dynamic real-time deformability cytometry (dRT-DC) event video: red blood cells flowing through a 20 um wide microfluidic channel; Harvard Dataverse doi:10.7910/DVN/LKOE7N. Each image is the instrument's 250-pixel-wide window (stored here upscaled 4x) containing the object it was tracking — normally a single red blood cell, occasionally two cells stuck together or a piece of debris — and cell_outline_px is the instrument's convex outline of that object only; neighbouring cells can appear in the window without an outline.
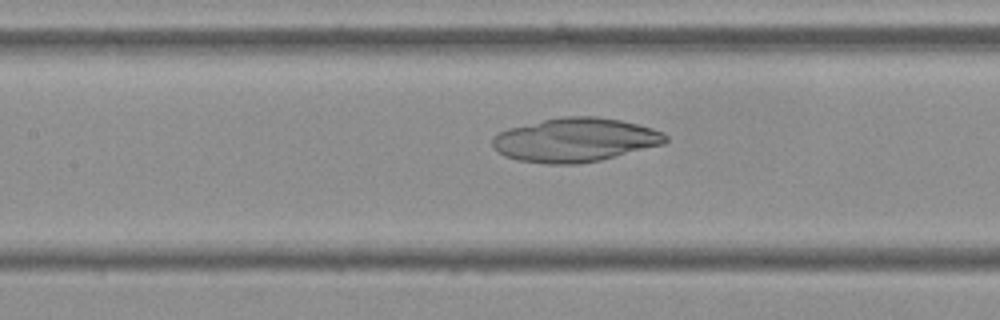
{"species": "Egyptian fruit bat (a non-hibernating species)", "species_latin": "Rousettus aegyptiacus", "temperature_condition": "cold", "stored_images_in_passage": 53, "camera_frame_rate_fps": 3000, "um_per_image_px": 0.085, "frame": {"image": 1, "passage_image": 23, "time_ms": 7.333, "image_size_px": [1000, 320], "cell_outline_px": [[668, 140], [664, 144], [600, 160], [580, 164], [544, 164], [516, 160], [504, 156], [492, 144], [492, 136], [508, 128], [560, 116], [596, 116], [620, 120], [640, 124], [652, 128], [668, 136]], "centroid_in_image_um": [48.88, 11.89], "position_along_channel_um": 158.5, "area_um2": 44.39}}
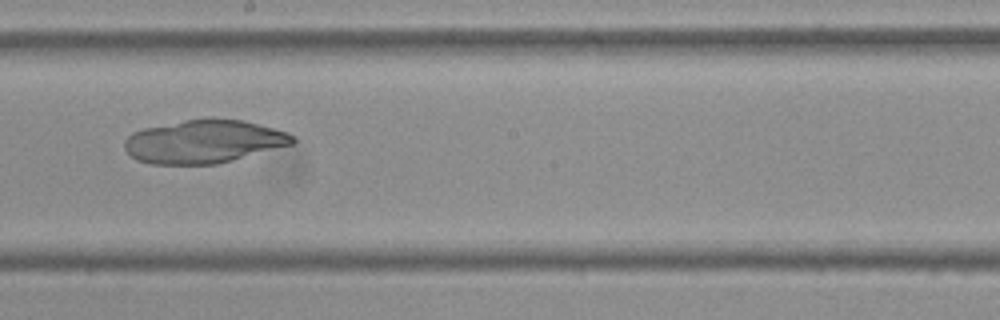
{"frame": {"image": 2, "passage_image": 29, "time_ms": 9.333, "image_size_px": [1000, 320], "cell_outline_px": [[296, 140], [292, 144], [232, 160], [216, 164], [148, 164], [136, 160], [124, 148], [124, 140], [132, 132], [144, 128], [184, 120], [244, 120], [260, 124], [284, 132], [292, 136]], "centroid_in_image_um": [17.27, 12.05], "position_along_channel_um": 230.9, "area_um2": 41.67}}
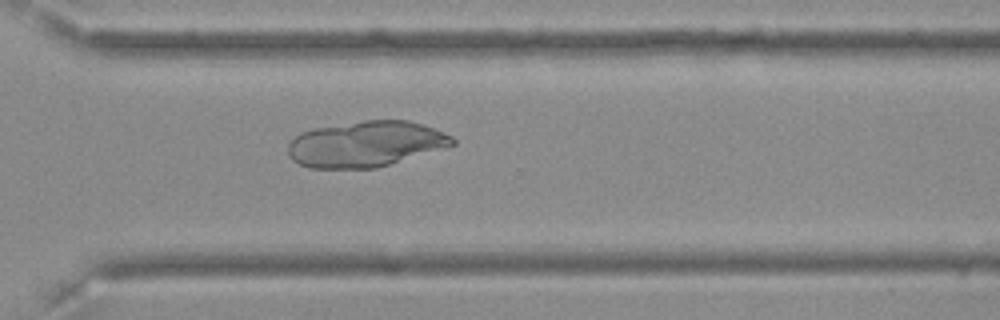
{"frame": {"image": 3, "passage_image": 38, "time_ms": 12.333, "image_size_px": [1000, 320], "cell_outline_px": [[456, 144], [376, 168], [308, 168], [292, 160], [288, 156], [288, 144], [300, 132], [316, 128], [364, 120], [408, 120], [444, 132], [452, 136], [456, 140]], "centroid_in_image_um": [31.07, 12.24], "position_along_channel_um": 339.5, "area_um2": 43.58}}